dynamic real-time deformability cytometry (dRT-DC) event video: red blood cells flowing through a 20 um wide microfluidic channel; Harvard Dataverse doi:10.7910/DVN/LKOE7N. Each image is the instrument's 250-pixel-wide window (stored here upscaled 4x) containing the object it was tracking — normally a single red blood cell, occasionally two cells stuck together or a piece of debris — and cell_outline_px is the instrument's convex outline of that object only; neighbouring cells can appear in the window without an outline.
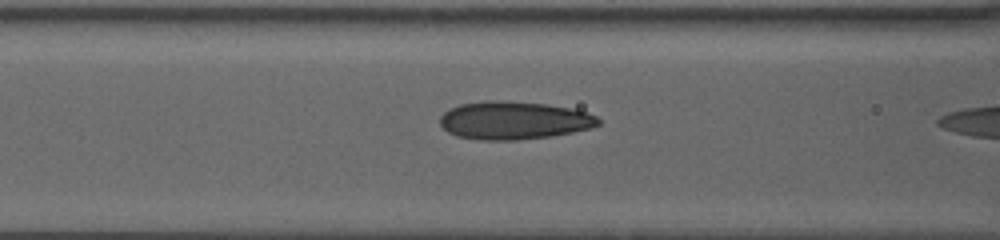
{"species": "human", "species_latin": "Homo sapiens", "temperature_condition": "warm", "stored_images_in_passage": 12, "camera_frame_rate_fps": 3000, "um_per_image_px": 0.085, "donor": {"sex": "female"}, "frame": {"image": 1, "passage_image": 11, "time_ms": 8.0, "image_size_px": [1000, 240], "cell_outline_px": [[600, 124], [592, 128], [552, 136], [516, 140], [480, 140], [456, 136], [448, 132], [440, 124], [440, 116], [448, 108], [460, 104], [484, 100], [504, 100], [544, 104], [572, 108], [588, 112], [596, 116], [600, 120]], "centroid_in_image_um": [43.67, 10.23], "position_along_channel_um": 122.9, "area_um2": 35.37}}